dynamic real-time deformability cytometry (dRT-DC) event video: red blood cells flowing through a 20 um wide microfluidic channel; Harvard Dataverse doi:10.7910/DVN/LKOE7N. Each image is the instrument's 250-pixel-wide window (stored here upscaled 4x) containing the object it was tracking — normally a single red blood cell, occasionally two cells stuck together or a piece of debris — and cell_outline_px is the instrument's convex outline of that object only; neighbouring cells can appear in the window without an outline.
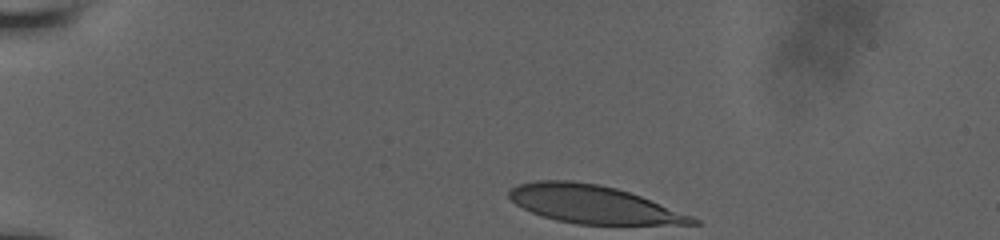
{"species": "human", "species_latin": "Homo sapiens", "temperature_condition": "room temperature", "stored_images_in_passage": 30, "camera_frame_rate_fps": 3000, "um_per_image_px": 0.085, "donor": {"sex": "male"}, "frame": {"image": 1, "passage_image": 1, "time_ms": 0.0, "image_size_px": [1000, 240], "cell_outline_px": [[700, 224], [576, 224], [556, 220], [540, 216], [516, 204], [508, 196], [508, 192], [512, 188], [520, 184], [536, 180], [572, 180], [596, 184], [616, 188], [640, 196], [692, 216], [700, 220]], "centroid_in_image_um": [50.39, 17.37], "position_along_channel_um": 34.6, "area_um2": 40.11}}
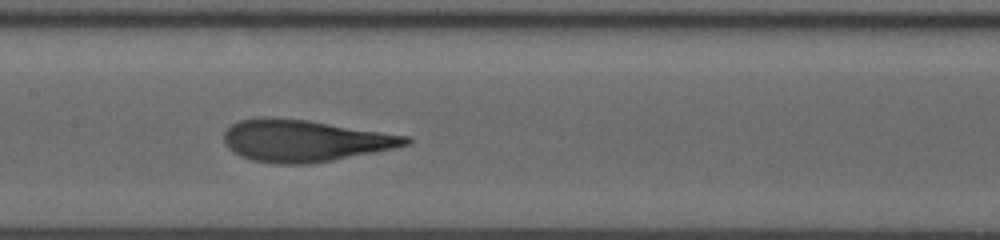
{"frame": {"image": 2, "passage_image": 18, "time_ms": 5.667, "image_size_px": [1000, 240], "cell_outline_px": [[412, 144], [396, 148], [332, 160], [308, 164], [276, 164], [252, 160], [240, 156], [228, 148], [224, 140], [224, 132], [232, 124], [240, 120], [264, 116], [268, 116], [308, 120], [412, 136]], "centroid_in_image_um": [25.93, 11.95], "position_along_channel_um": 181.5, "area_um2": 44.68}}
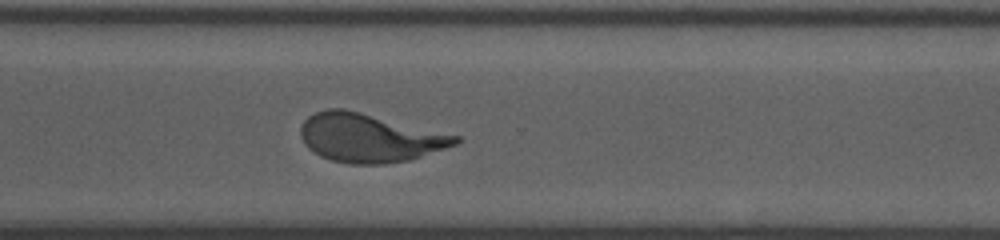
{"frame": {"image": 3, "passage_image": 30, "time_ms": 9.667, "image_size_px": [1000, 240], "cell_outline_px": [[460, 140], [456, 144], [408, 160], [380, 164], [352, 164], [332, 160], [320, 156], [308, 148], [304, 144], [300, 136], [300, 128], [304, 120], [308, 116], [316, 112], [328, 108], [340, 108], [460, 136]], "centroid_in_image_um": [31.34, 11.72], "position_along_channel_um": 339.3, "area_um2": 43.06}}